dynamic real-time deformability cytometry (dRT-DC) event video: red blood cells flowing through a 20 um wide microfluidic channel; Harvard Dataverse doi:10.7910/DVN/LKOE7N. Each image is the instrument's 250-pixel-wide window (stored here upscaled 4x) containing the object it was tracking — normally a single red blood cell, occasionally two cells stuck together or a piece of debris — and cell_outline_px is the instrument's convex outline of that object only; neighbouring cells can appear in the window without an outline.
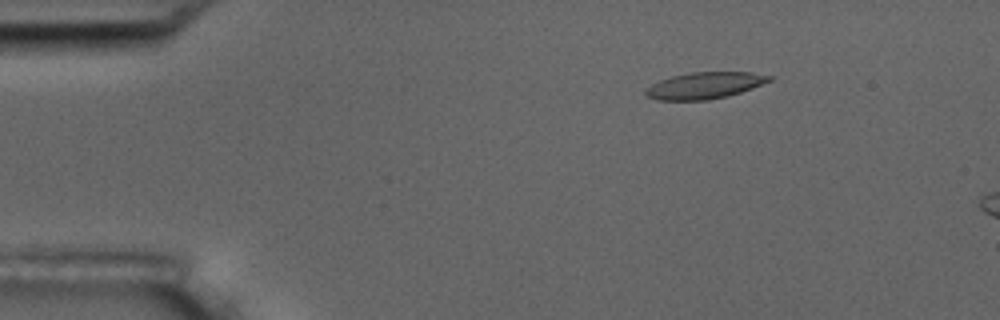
{"species": "common noctule bat (a hibernating species)", "species_latin": "Nyctalus noctula", "temperature_condition": "room temperature", "stored_images_in_passage": 5, "camera_frame_rate_fps": 3000, "um_per_image_px": 0.085, "animal": {"sex": "male", "body_mass_g": 17.5, "forearm_length_mm": 52.3}, "frame": {"image": 1, "passage_image": 3, "time_ms": 2.333, "image_size_px": [1000, 320], "cell_outline_px": [[772, 80], [752, 88], [728, 96], [708, 100], [656, 100], [648, 96], [644, 92], [652, 84], [660, 80], [672, 76], [692, 72], [752, 72], [772, 76]], "centroid_in_image_um": [59.91, 7.26], "position_along_channel_um": 25.1, "area_um2": 19.02}}